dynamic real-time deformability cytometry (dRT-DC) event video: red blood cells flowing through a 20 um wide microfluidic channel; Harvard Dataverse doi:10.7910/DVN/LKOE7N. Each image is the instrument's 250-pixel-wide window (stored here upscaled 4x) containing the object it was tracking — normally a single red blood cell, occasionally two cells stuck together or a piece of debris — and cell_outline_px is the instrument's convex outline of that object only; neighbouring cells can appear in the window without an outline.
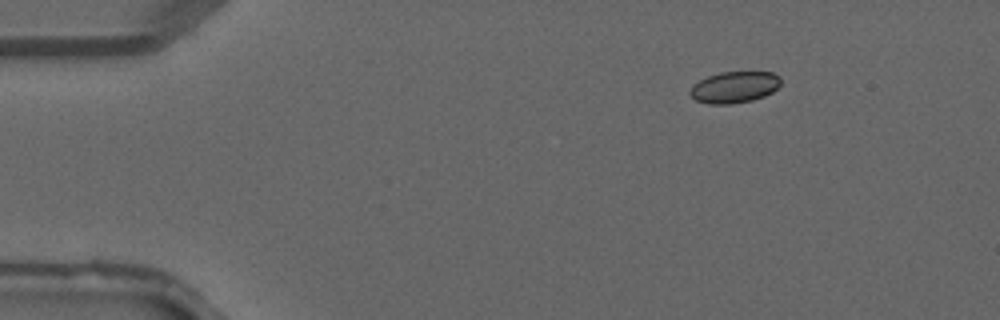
{"species": "common noctule bat (a hibernating species)", "species_latin": "Nyctalus noctula", "temperature_condition": "warm", "stored_images_in_passage": 40, "camera_frame_rate_fps": 3000, "um_per_image_px": 0.085, "animal": {"sex": "male", "forearm_length_mm": 52.5}, "frame": {"image": 1, "passage_image": 6, "time_ms": 1.667, "image_size_px": [1000, 320], "cell_outline_px": [[780, 84], [772, 92], [764, 96], [752, 100], [732, 104], [708, 104], [696, 100], [688, 92], [692, 84], [708, 76], [720, 72], [772, 72], [780, 76]], "centroid_in_image_um": [62.4, 7.41], "position_along_channel_um": 22.6, "area_um2": 16.65}}
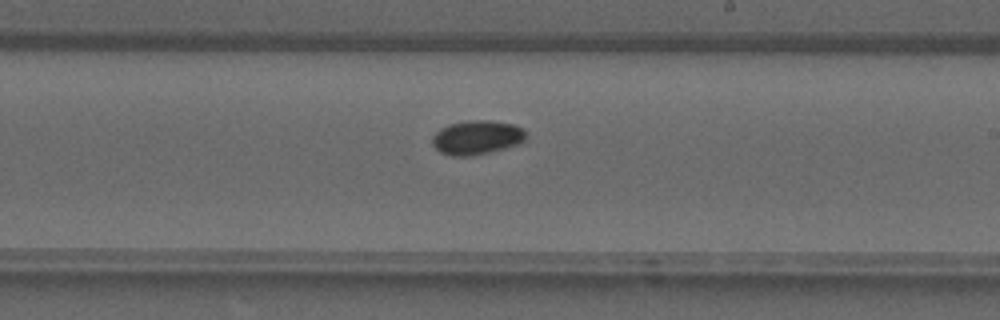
{"frame": {"image": 2, "passage_image": 24, "time_ms": 7.667, "image_size_px": [1000, 320], "cell_outline_px": [[528, 136], [524, 140], [516, 144], [488, 152], [472, 156], [452, 156], [440, 152], [432, 144], [432, 136], [440, 128], [448, 124], [468, 120], [492, 120], [512, 124], [524, 128]], "centroid_in_image_um": [40.52, 11.67], "position_along_channel_um": 248.5, "area_um2": 18.67}}
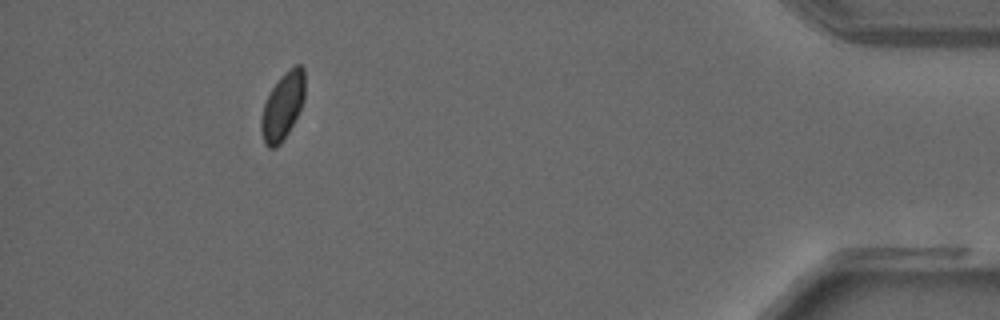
{"frame": {"image": 3, "passage_image": 37, "time_ms": 12.0, "image_size_px": [1000, 320], "cell_outline_px": [[304, 100], [288, 132], [280, 144], [276, 148], [268, 148], [264, 144], [260, 128], [260, 120], [264, 104], [272, 88], [280, 76], [288, 68], [296, 64], [300, 64], [304, 68]], "centroid_in_image_um": [24.01, 9.02], "position_along_channel_um": 411.2, "area_um2": 17.05}}